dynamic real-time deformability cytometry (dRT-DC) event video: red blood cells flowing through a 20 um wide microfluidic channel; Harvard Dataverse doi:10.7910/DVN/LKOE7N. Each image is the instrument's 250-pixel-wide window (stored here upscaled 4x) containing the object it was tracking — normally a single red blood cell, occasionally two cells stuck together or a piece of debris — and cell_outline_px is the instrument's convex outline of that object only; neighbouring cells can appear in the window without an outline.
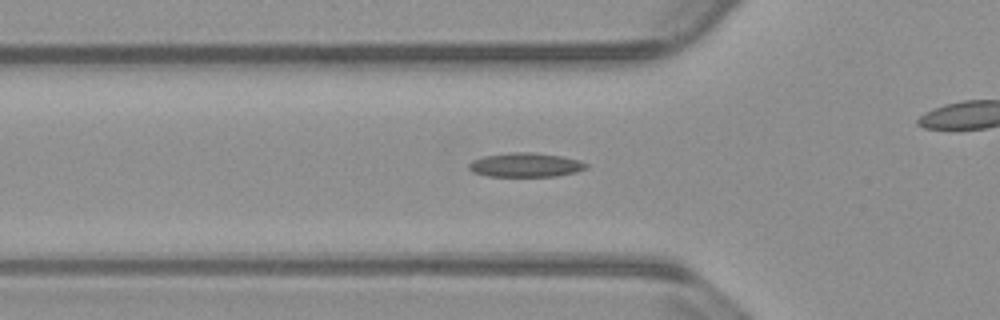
{"species": "common noctule bat (a hibernating species)", "species_latin": "Nyctalus noctula", "temperature_condition": "warm", "stored_images_in_passage": 43, "camera_frame_rate_fps": 3000, "um_per_image_px": 0.085, "animal": {"sex": "male", "body_mass_g": 23.1, "forearm_length_mm": 52.7}, "frame": {"image": 1, "passage_image": 6, "time_ms": 1.667, "image_size_px": [1000, 320], "cell_outline_px": [[588, 168], [576, 172], [556, 176], [488, 176], [472, 172], [468, 168], [468, 164], [472, 160], [484, 156], [512, 152], [532, 152], [560, 156], [580, 160], [588, 164]], "centroid_in_image_um": [44.67, 14.02], "position_along_channel_um": 81.1, "area_um2": 16.53}}
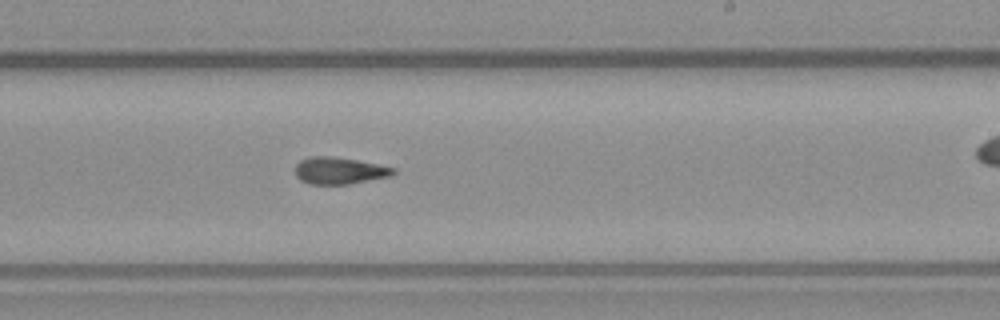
{"frame": {"image": 2, "passage_image": 20, "time_ms": 6.333, "image_size_px": [1000, 320], "cell_outline_px": [[396, 172], [392, 176], [348, 184], [308, 184], [300, 180], [296, 176], [296, 164], [300, 160], [308, 156], [328, 156], [356, 160], [396, 168]], "centroid_in_image_um": [28.83, 14.51], "position_along_channel_um": 260.2, "area_um2": 15.37}}
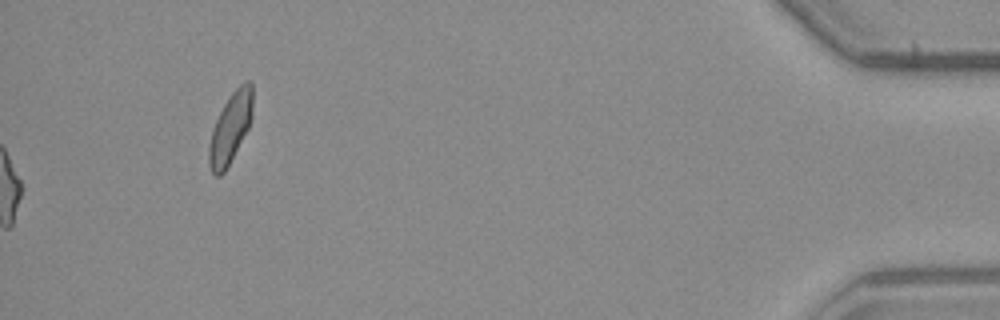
{"frame": {"image": 3, "passage_image": 43, "time_ms": 14.0, "image_size_px": [1000, 320], "cell_outline_px": [[252, 120], [248, 128], [224, 172], [220, 176], [216, 176], [212, 172], [208, 164], [208, 148], [212, 128], [224, 104], [232, 92], [244, 80], [252, 80]], "centroid_in_image_um": [19.58, 10.85], "position_along_channel_um": 415.6, "area_um2": 17.8}, "authors_computed_cell_mechanics": {"area_um2": 15.4904, "velocity_mm_per_s": 3.8154, "shape_relaxation_time_tau1_ms": null, "shape_relaxation_time_tau2_ms": 3.4127, "deformation_change_tau1": null, "deformation_change_tau2": 0.1093}}